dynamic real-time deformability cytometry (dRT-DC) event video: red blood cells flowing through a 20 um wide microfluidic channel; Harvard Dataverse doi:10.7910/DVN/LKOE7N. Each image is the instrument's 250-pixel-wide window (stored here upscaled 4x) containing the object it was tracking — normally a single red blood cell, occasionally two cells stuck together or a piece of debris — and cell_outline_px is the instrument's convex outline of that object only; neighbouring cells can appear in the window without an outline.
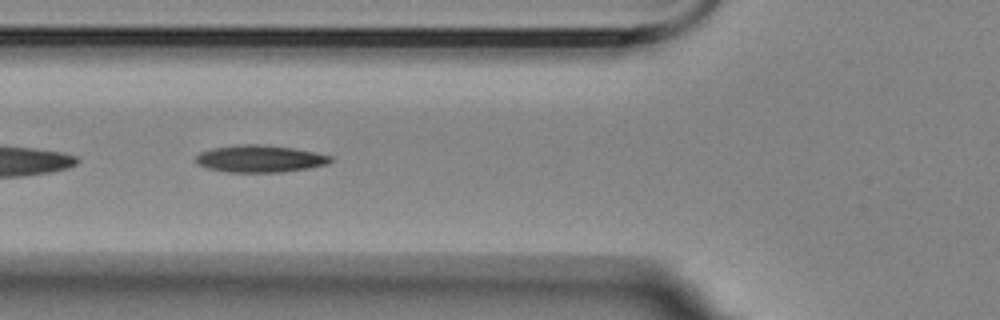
{"species": "Egyptian fruit bat (a non-hibernating species)", "species_latin": "Rousettus aegyptiacus", "temperature_condition": "room temperature", "stored_images_in_passage": 9, "camera_frame_rate_fps": 3000, "um_per_image_px": 0.085, "animal": {"sex": "female"}, "frame": {"image": 1, "passage_image": 6, "time_ms": 5.667, "image_size_px": [1000, 320], "cell_outline_px": [[332, 160], [328, 164], [308, 168], [280, 172], [228, 172], [208, 168], [196, 164], [196, 156], [200, 152], [212, 148], [244, 144], [256, 144], [292, 148], [316, 152], [332, 156]], "centroid_in_image_um": [22.09, 13.49], "position_along_channel_um": 103.7, "area_um2": 21.15}}
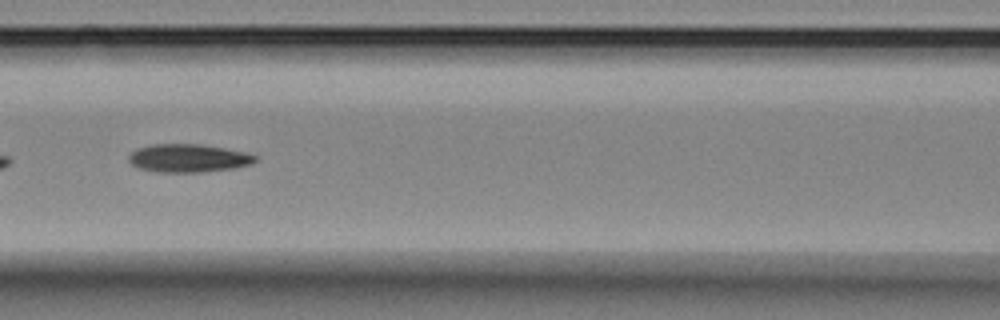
{"frame": {"image": 2, "passage_image": 7, "time_ms": 7.0, "image_size_px": [1000, 320], "cell_outline_px": [[256, 160], [252, 164], [236, 168], [200, 172], [156, 172], [140, 168], [132, 164], [128, 160], [128, 156], [136, 148], [152, 144], [200, 144], [248, 152], [256, 156]], "centroid_in_image_um": [16.02, 13.44], "position_along_channel_um": 150.6, "area_um2": 20.87}}
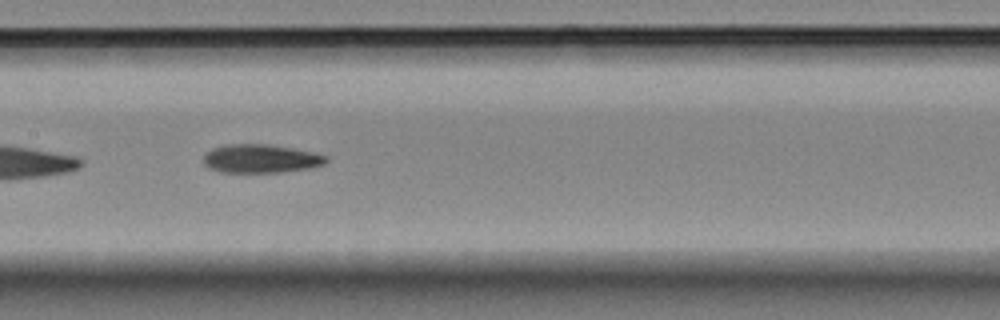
{"frame": {"image": 3, "passage_image": 8, "time_ms": 8.0, "image_size_px": [1000, 320], "cell_outline_px": [[328, 160], [324, 164], [308, 168], [280, 172], [220, 172], [208, 168], [204, 164], [204, 156], [212, 148], [228, 144], [268, 144], [292, 148], [312, 152], [328, 156]], "centroid_in_image_um": [22.15, 13.48], "position_along_channel_um": 185.2, "area_um2": 20.29}}